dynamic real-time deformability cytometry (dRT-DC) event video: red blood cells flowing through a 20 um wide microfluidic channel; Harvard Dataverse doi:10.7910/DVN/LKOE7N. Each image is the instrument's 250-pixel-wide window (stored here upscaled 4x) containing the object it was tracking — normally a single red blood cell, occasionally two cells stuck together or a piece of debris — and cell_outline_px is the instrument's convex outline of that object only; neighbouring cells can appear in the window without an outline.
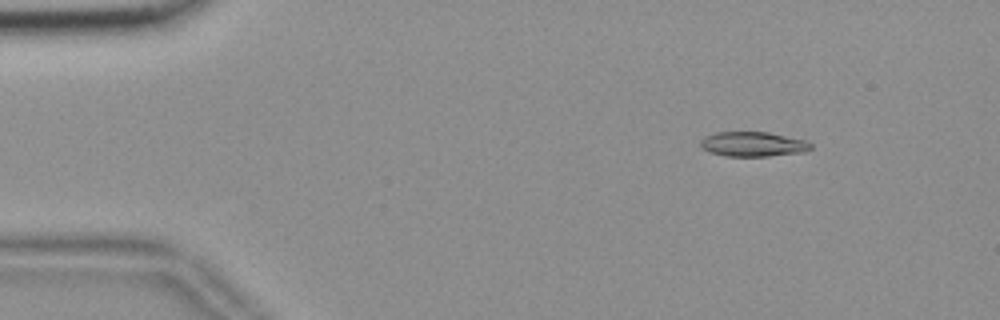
{"species": "common noctule bat (a hibernating species)", "species_latin": "Nyctalus noctula", "temperature_condition": "room temperature", "stored_images_in_passage": 11, "camera_frame_rate_fps": 3000, "um_per_image_px": 0.085, "animal": {"sex": "female", "body_mass_g": 18.4}, "frame": {"image": 1, "passage_image": 1, "time_ms": 0.0, "image_size_px": [1000, 320], "cell_outline_px": [[812, 148], [804, 152], [768, 156], [724, 156], [708, 152], [700, 144], [700, 140], [704, 136], [716, 132], [768, 132], [804, 140], [812, 144]], "centroid_in_image_um": [63.98, 12.25], "position_along_channel_um": 21.0, "area_um2": 15.9}}
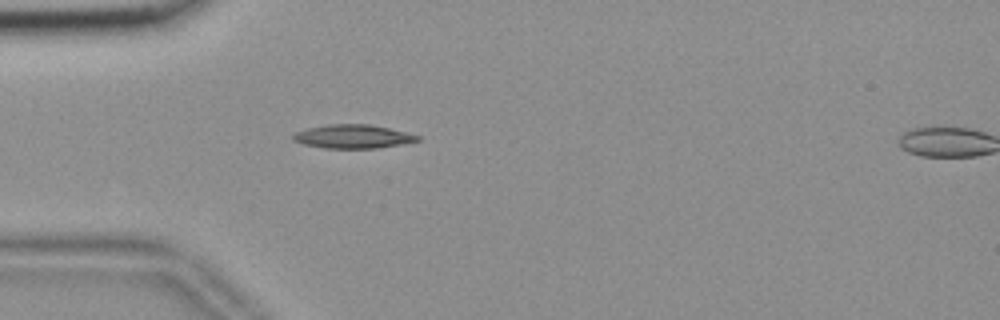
{"frame": {"image": 2, "passage_image": 10, "time_ms": 3.0, "image_size_px": [1000, 320], "cell_outline_px": [[420, 140], [400, 144], [376, 148], [324, 148], [304, 144], [292, 140], [292, 136], [296, 132], [308, 128], [328, 124], [368, 124], [388, 128], [420, 136]], "centroid_in_image_um": [29.96, 11.6], "position_along_channel_um": 55.0, "area_um2": 16.94}}